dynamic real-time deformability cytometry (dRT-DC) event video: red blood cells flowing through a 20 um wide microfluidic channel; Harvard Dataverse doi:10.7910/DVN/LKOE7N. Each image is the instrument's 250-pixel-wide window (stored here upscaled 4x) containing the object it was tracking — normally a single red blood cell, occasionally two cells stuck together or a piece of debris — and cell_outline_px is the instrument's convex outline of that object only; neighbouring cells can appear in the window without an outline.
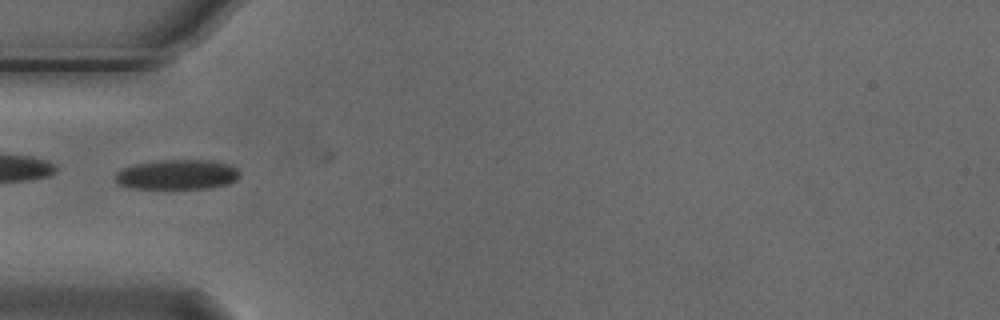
{"species": "Egyptian fruit bat (a non-hibernating species)", "species_latin": "Rousettus aegyptiacus", "temperature_condition": "cold", "stored_images_in_passage": 4, "camera_frame_rate_fps": 3000, "um_per_image_px": 0.085, "animal": {"sex": "male"}, "frame": {"image": 1, "passage_image": 3, "time_ms": 0.667, "image_size_px": [1000, 320], "cell_outline_px": [[240, 176], [236, 180], [228, 184], [212, 188], [132, 188], [116, 184], [116, 172], [120, 168], [132, 164], [160, 160], [212, 160], [228, 164], [236, 168], [240, 172]], "centroid_in_image_um": [15.05, 14.83], "position_along_channel_um": 69.9, "area_um2": 21.91}}